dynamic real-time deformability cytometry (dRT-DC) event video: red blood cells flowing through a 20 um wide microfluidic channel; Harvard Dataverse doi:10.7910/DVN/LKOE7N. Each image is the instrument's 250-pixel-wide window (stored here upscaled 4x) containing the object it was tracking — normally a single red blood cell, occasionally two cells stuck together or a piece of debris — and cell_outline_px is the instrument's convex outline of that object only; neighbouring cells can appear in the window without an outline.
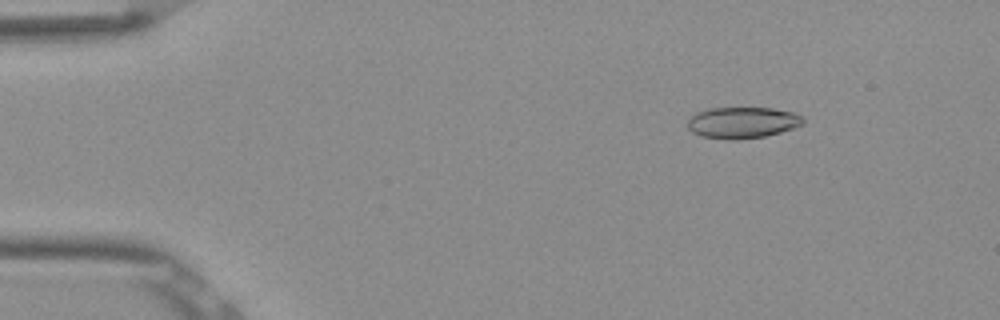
{"species": "Egyptian fruit bat (a non-hibernating species)", "species_latin": "Rousettus aegyptiacus", "temperature_condition": "room temperature", "stored_images_in_passage": 52, "camera_frame_rate_fps": 3000, "um_per_image_px": 0.085, "frame": {"image": 1, "passage_image": 7, "time_ms": 2.0, "image_size_px": [1000, 320], "cell_outline_px": [[804, 124], [780, 132], [764, 136], [736, 140], [728, 140], [700, 136], [692, 132], [688, 128], [688, 120], [696, 112], [708, 108], [772, 108], [792, 112], [804, 116]], "centroid_in_image_um": [63.1, 10.42], "position_along_channel_um": 21.9, "area_um2": 21.15}}
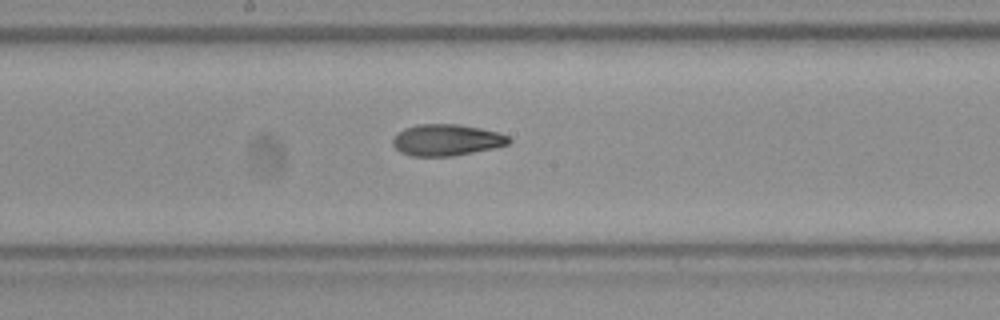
{"frame": {"image": 2, "passage_image": 28, "time_ms": 9.0, "image_size_px": [1000, 320], "cell_outline_px": [[512, 140], [508, 144], [496, 148], [452, 156], [412, 156], [400, 152], [392, 144], [392, 140], [404, 128], [416, 124], [460, 124], [500, 132], [508, 136]], "centroid_in_image_um": [37.99, 11.9], "position_along_channel_um": 210.2, "area_um2": 21.39}}
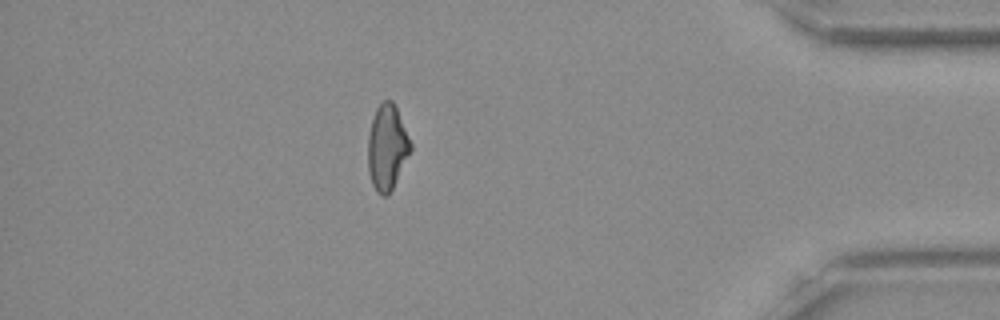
{"frame": {"image": 3, "passage_image": 46, "time_ms": 15.0, "image_size_px": [1000, 320], "cell_outline_px": [[412, 148], [388, 196], [380, 196], [376, 192], [372, 184], [368, 172], [368, 136], [372, 120], [376, 108], [384, 100], [392, 100], [396, 108], [412, 144]], "centroid_in_image_um": [32.88, 12.55], "position_along_channel_um": 402.3, "area_um2": 20.98}, "authors_computed_cell_mechanics": {"area_um2": 21.4149, "velocity_mm_per_s": 3.8818, "shape_relaxation_time_tau1_ms": 6.7529, "shape_relaxation_time_tau2_ms": 2.6843, "deformation_change_tau1": 0.1714, "deformation_change_tau2": 0.0837}}